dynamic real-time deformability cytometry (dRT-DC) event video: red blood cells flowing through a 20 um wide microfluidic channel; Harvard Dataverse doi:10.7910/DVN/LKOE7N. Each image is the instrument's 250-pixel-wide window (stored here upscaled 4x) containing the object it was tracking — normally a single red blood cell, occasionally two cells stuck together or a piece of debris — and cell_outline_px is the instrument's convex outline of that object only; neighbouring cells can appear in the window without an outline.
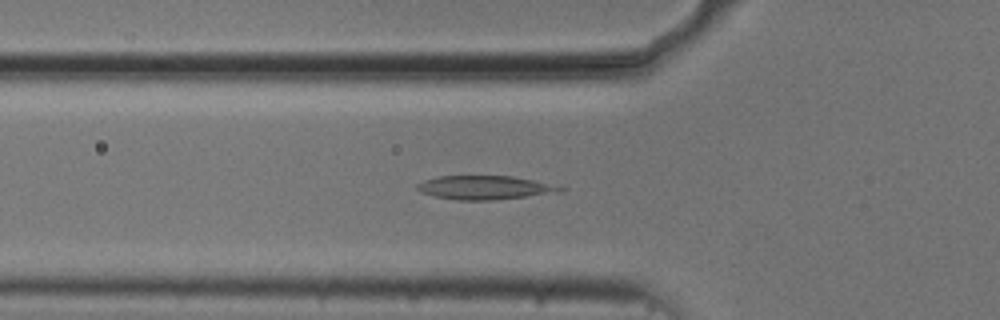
{"species": "common noctule bat (a hibernating species)", "species_latin": "Nyctalus noctula", "temperature_condition": "cold", "stored_images_in_passage": 54, "camera_frame_rate_fps": 3000, "um_per_image_px": 0.085, "animal": {"sex": "male", "body_mass_g": 20.5, "forearm_length_mm": 52.5}, "frame": {"image": 1, "passage_image": 19, "time_ms": 6.0, "image_size_px": [1000, 320], "cell_outline_px": [[568, 188], [564, 192], [492, 200], [456, 200], [436, 196], [420, 192], [416, 188], [416, 184], [424, 180], [436, 176], [512, 176], [532, 180]], "centroid_in_image_um": [41.22, 15.94], "position_along_channel_um": 84.6, "area_um2": 19.83}}
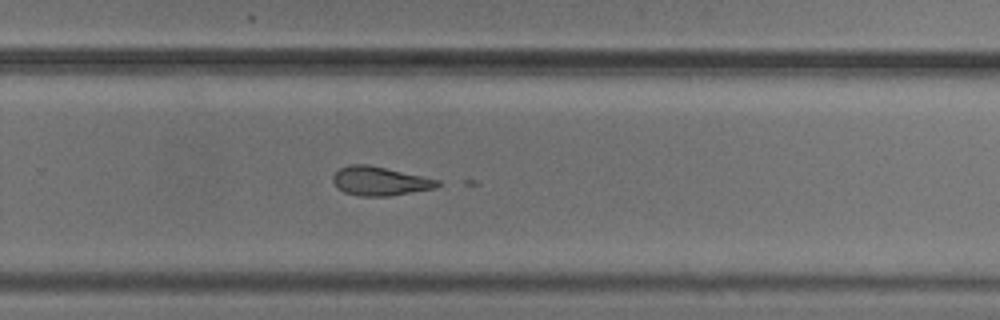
{"frame": {"image": 2, "passage_image": 36, "time_ms": 11.667, "image_size_px": [1000, 320], "cell_outline_px": [[440, 184], [436, 188], [388, 196], [360, 196], [344, 192], [336, 188], [332, 180], [332, 176], [340, 168], [348, 164], [368, 164], [440, 180]], "centroid_in_image_um": [32.25, 15.39], "position_along_channel_um": 297.5, "area_um2": 17.63}}
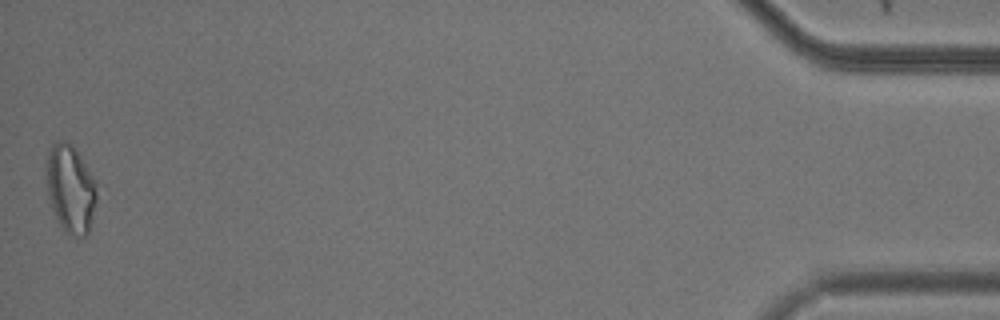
{"frame": {"image": 3, "passage_image": 54, "time_ms": 17.667, "image_size_px": [1000, 320], "cell_outline_px": [[96, 204], [88, 236], [68, 236], [64, 232], [52, 208], [48, 196], [44, 172], [44, 168], [48, 152], [52, 144], [56, 140], [68, 140], [72, 144], [80, 156], [96, 184]], "centroid_in_image_um": [5.96, 16.04], "position_along_channel_um": 429.2, "area_um2": 26.24}}